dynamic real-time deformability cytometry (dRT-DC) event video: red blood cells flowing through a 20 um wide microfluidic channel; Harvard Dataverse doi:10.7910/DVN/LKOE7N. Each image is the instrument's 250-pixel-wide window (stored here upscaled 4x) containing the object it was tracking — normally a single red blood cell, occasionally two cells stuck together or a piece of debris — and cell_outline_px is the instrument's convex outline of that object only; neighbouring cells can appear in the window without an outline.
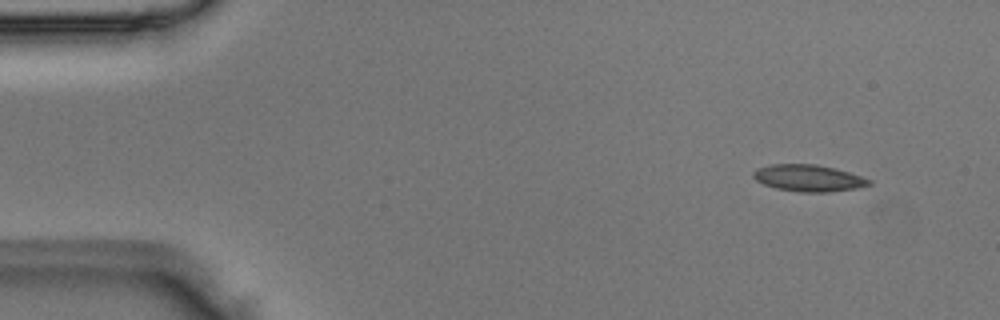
{"species": "Egyptian fruit bat (a non-hibernating species)", "species_latin": "Rousettus aegyptiacus", "temperature_condition": "room temperature", "stored_images_in_passage": 4, "camera_frame_rate_fps": 3000, "um_per_image_px": 0.085, "animal": {"sex": "male"}, "frame": {"image": 1, "passage_image": 1, "time_ms": 0.0, "image_size_px": [1000, 320], "cell_outline_px": [[872, 184], [856, 188], [828, 192], [800, 192], [776, 188], [764, 184], [756, 180], [752, 176], [752, 172], [760, 168], [772, 164], [816, 164], [848, 172], [872, 180]], "centroid_in_image_um": [68.72, 15.14], "position_along_channel_um": 16.3, "area_um2": 17.8}}
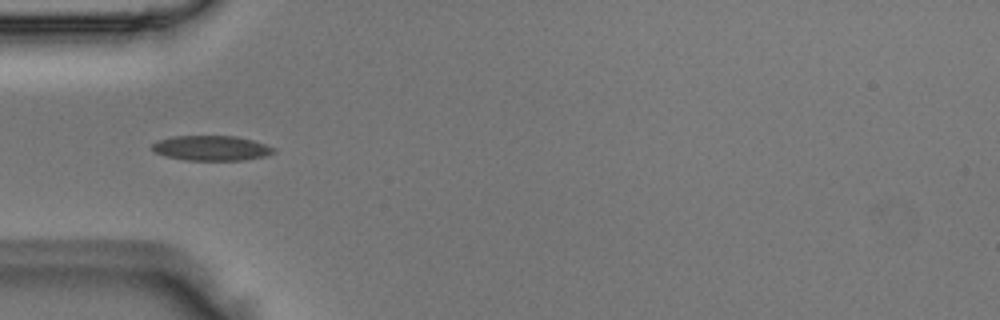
{"frame": {"image": 2, "passage_image": 4, "time_ms": 1.0, "image_size_px": [1000, 320], "cell_outline_px": [[276, 152], [268, 156], [244, 160], [184, 160], [164, 156], [156, 152], [152, 148], [152, 144], [156, 140], [172, 136], [236, 136], [252, 140], [276, 148]], "centroid_in_image_um": [17.98, 12.59], "position_along_channel_um": 67.0, "area_um2": 17.86}}